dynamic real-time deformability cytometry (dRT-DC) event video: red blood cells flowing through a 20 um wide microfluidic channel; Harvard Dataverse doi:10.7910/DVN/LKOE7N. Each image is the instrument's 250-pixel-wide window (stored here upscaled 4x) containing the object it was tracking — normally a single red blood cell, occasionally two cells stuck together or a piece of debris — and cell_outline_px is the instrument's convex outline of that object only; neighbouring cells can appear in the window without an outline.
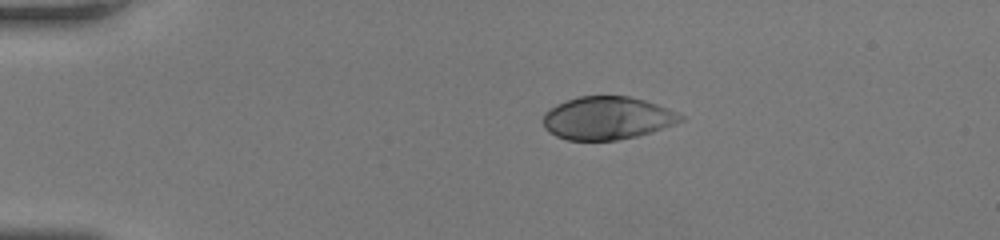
{"species": "human", "species_latin": "Homo sapiens", "temperature_condition": "room temperature", "stored_images_in_passage": 41, "camera_frame_rate_fps": 3000, "um_per_image_px": 0.085, "donor": {"sex": "female"}, "frame": {"image": 1, "passage_image": 1, "time_ms": 0.0, "image_size_px": [1000, 240], "cell_outline_px": [[684, 120], [652, 132], [636, 136], [616, 140], [568, 140], [556, 136], [548, 132], [544, 128], [544, 112], [556, 104], [580, 96], [628, 96], [644, 100], [656, 104], [676, 112], [684, 116]], "centroid_in_image_um": [51.59, 10.04], "position_along_channel_um": 33.4, "area_um2": 34.22}}
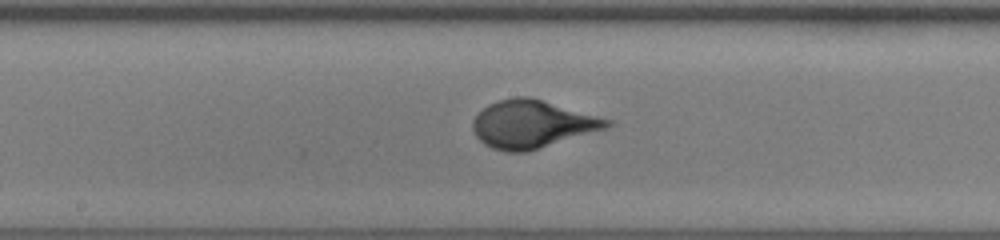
{"frame": {"image": 2, "passage_image": 18, "time_ms": 5.667, "image_size_px": [1000, 240], "cell_outline_px": [[612, 124], [608, 128], [524, 152], [504, 152], [492, 148], [484, 144], [476, 136], [472, 128], [472, 120], [488, 104], [500, 100], [516, 96], [528, 96], [612, 120]], "centroid_in_image_um": [45.21, 10.55], "position_along_channel_um": 203.0, "area_um2": 36.93}}
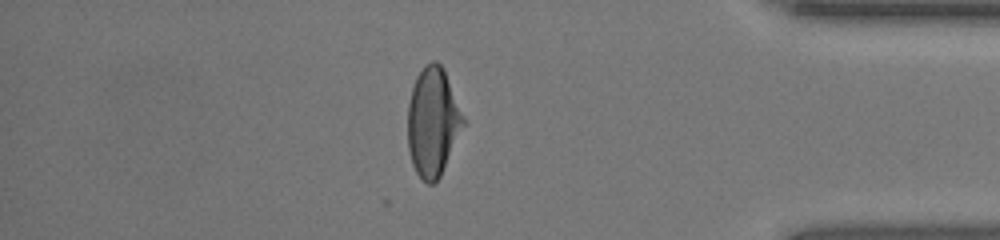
{"frame": {"image": 3, "passage_image": 34, "time_ms": 11.0, "image_size_px": [1000, 240], "cell_outline_px": [[464, 124], [440, 176], [432, 184], [428, 184], [416, 172], [412, 164], [408, 148], [408, 104], [412, 88], [416, 76], [432, 60], [436, 60], [444, 68], [464, 120]], "centroid_in_image_um": [36.76, 10.36], "position_along_channel_um": 398.4, "area_um2": 34.51}}